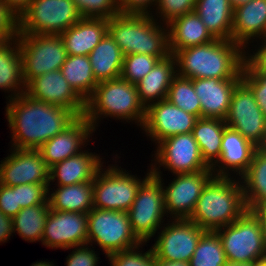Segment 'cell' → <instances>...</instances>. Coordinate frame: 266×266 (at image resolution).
<instances>
[{
    "label": "cell",
    "mask_w": 266,
    "mask_h": 266,
    "mask_svg": "<svg viewBox=\"0 0 266 266\" xmlns=\"http://www.w3.org/2000/svg\"><path fill=\"white\" fill-rule=\"evenodd\" d=\"M154 16L120 13L108 19V33L124 56L148 54L165 59L171 55L168 27L161 26Z\"/></svg>",
    "instance_id": "obj_4"
},
{
    "label": "cell",
    "mask_w": 266,
    "mask_h": 266,
    "mask_svg": "<svg viewBox=\"0 0 266 266\" xmlns=\"http://www.w3.org/2000/svg\"><path fill=\"white\" fill-rule=\"evenodd\" d=\"M108 32V19L82 18L60 34L68 55L88 56Z\"/></svg>",
    "instance_id": "obj_24"
},
{
    "label": "cell",
    "mask_w": 266,
    "mask_h": 266,
    "mask_svg": "<svg viewBox=\"0 0 266 266\" xmlns=\"http://www.w3.org/2000/svg\"><path fill=\"white\" fill-rule=\"evenodd\" d=\"M82 18L73 0H32L18 17V34L60 35Z\"/></svg>",
    "instance_id": "obj_7"
},
{
    "label": "cell",
    "mask_w": 266,
    "mask_h": 266,
    "mask_svg": "<svg viewBox=\"0 0 266 266\" xmlns=\"http://www.w3.org/2000/svg\"><path fill=\"white\" fill-rule=\"evenodd\" d=\"M242 79H192L196 95L200 100L201 118L225 119L236 85Z\"/></svg>",
    "instance_id": "obj_22"
},
{
    "label": "cell",
    "mask_w": 266,
    "mask_h": 266,
    "mask_svg": "<svg viewBox=\"0 0 266 266\" xmlns=\"http://www.w3.org/2000/svg\"><path fill=\"white\" fill-rule=\"evenodd\" d=\"M50 191L45 184H21L17 185V205L20 208L32 207L48 202Z\"/></svg>",
    "instance_id": "obj_42"
},
{
    "label": "cell",
    "mask_w": 266,
    "mask_h": 266,
    "mask_svg": "<svg viewBox=\"0 0 266 266\" xmlns=\"http://www.w3.org/2000/svg\"><path fill=\"white\" fill-rule=\"evenodd\" d=\"M93 132L92 125L84 116L77 117L67 128L49 139L38 150L47 165L52 167L80 153L81 149L87 146L85 144Z\"/></svg>",
    "instance_id": "obj_20"
},
{
    "label": "cell",
    "mask_w": 266,
    "mask_h": 266,
    "mask_svg": "<svg viewBox=\"0 0 266 266\" xmlns=\"http://www.w3.org/2000/svg\"><path fill=\"white\" fill-rule=\"evenodd\" d=\"M229 1L231 3L232 7L236 8V7H239L241 5L247 4L252 0H229Z\"/></svg>",
    "instance_id": "obj_53"
},
{
    "label": "cell",
    "mask_w": 266,
    "mask_h": 266,
    "mask_svg": "<svg viewBox=\"0 0 266 266\" xmlns=\"http://www.w3.org/2000/svg\"><path fill=\"white\" fill-rule=\"evenodd\" d=\"M139 247L137 246L108 255L107 257L111 266H156V257L153 249L151 248L142 253Z\"/></svg>",
    "instance_id": "obj_40"
},
{
    "label": "cell",
    "mask_w": 266,
    "mask_h": 266,
    "mask_svg": "<svg viewBox=\"0 0 266 266\" xmlns=\"http://www.w3.org/2000/svg\"><path fill=\"white\" fill-rule=\"evenodd\" d=\"M258 147L245 139L239 132L227 127L221 143V156L211 167L214 176L231 177L229 170L242 176L252 161ZM219 164V165H218ZM218 166V168H216ZM217 171V172H216Z\"/></svg>",
    "instance_id": "obj_21"
},
{
    "label": "cell",
    "mask_w": 266,
    "mask_h": 266,
    "mask_svg": "<svg viewBox=\"0 0 266 266\" xmlns=\"http://www.w3.org/2000/svg\"><path fill=\"white\" fill-rule=\"evenodd\" d=\"M174 220V221H172ZM166 227L158 232V238L152 246L156 259L189 262L205 232L189 219H171Z\"/></svg>",
    "instance_id": "obj_14"
},
{
    "label": "cell",
    "mask_w": 266,
    "mask_h": 266,
    "mask_svg": "<svg viewBox=\"0 0 266 266\" xmlns=\"http://www.w3.org/2000/svg\"><path fill=\"white\" fill-rule=\"evenodd\" d=\"M196 0H157L156 13L158 18L165 24L168 25L175 18L193 12L195 9Z\"/></svg>",
    "instance_id": "obj_41"
},
{
    "label": "cell",
    "mask_w": 266,
    "mask_h": 266,
    "mask_svg": "<svg viewBox=\"0 0 266 266\" xmlns=\"http://www.w3.org/2000/svg\"><path fill=\"white\" fill-rule=\"evenodd\" d=\"M11 154L0 161V184H45L50 190V167L38 149L11 148Z\"/></svg>",
    "instance_id": "obj_15"
},
{
    "label": "cell",
    "mask_w": 266,
    "mask_h": 266,
    "mask_svg": "<svg viewBox=\"0 0 266 266\" xmlns=\"http://www.w3.org/2000/svg\"><path fill=\"white\" fill-rule=\"evenodd\" d=\"M228 266H250L247 264H229Z\"/></svg>",
    "instance_id": "obj_56"
},
{
    "label": "cell",
    "mask_w": 266,
    "mask_h": 266,
    "mask_svg": "<svg viewBox=\"0 0 266 266\" xmlns=\"http://www.w3.org/2000/svg\"><path fill=\"white\" fill-rule=\"evenodd\" d=\"M248 211L266 208V151L259 147L246 172L239 178Z\"/></svg>",
    "instance_id": "obj_28"
},
{
    "label": "cell",
    "mask_w": 266,
    "mask_h": 266,
    "mask_svg": "<svg viewBox=\"0 0 266 266\" xmlns=\"http://www.w3.org/2000/svg\"><path fill=\"white\" fill-rule=\"evenodd\" d=\"M74 90L86 101L99 84L93 74L88 56L68 55L60 69Z\"/></svg>",
    "instance_id": "obj_34"
},
{
    "label": "cell",
    "mask_w": 266,
    "mask_h": 266,
    "mask_svg": "<svg viewBox=\"0 0 266 266\" xmlns=\"http://www.w3.org/2000/svg\"><path fill=\"white\" fill-rule=\"evenodd\" d=\"M18 35V16L0 0V42Z\"/></svg>",
    "instance_id": "obj_44"
},
{
    "label": "cell",
    "mask_w": 266,
    "mask_h": 266,
    "mask_svg": "<svg viewBox=\"0 0 266 266\" xmlns=\"http://www.w3.org/2000/svg\"><path fill=\"white\" fill-rule=\"evenodd\" d=\"M227 127L239 132L255 146L266 141V117L255 100L251 88L241 80L235 87L229 111L224 119Z\"/></svg>",
    "instance_id": "obj_12"
},
{
    "label": "cell",
    "mask_w": 266,
    "mask_h": 266,
    "mask_svg": "<svg viewBox=\"0 0 266 266\" xmlns=\"http://www.w3.org/2000/svg\"><path fill=\"white\" fill-rule=\"evenodd\" d=\"M250 266H266V257L255 260Z\"/></svg>",
    "instance_id": "obj_54"
},
{
    "label": "cell",
    "mask_w": 266,
    "mask_h": 266,
    "mask_svg": "<svg viewBox=\"0 0 266 266\" xmlns=\"http://www.w3.org/2000/svg\"><path fill=\"white\" fill-rule=\"evenodd\" d=\"M48 194L51 209L57 211L89 213L93 209V179L74 185L57 186Z\"/></svg>",
    "instance_id": "obj_32"
},
{
    "label": "cell",
    "mask_w": 266,
    "mask_h": 266,
    "mask_svg": "<svg viewBox=\"0 0 266 266\" xmlns=\"http://www.w3.org/2000/svg\"><path fill=\"white\" fill-rule=\"evenodd\" d=\"M157 145L156 153L153 154L155 164L152 163V167L150 166L153 174H161V166L172 171L174 175L211 170L202 159L198 143L192 133L167 137Z\"/></svg>",
    "instance_id": "obj_13"
},
{
    "label": "cell",
    "mask_w": 266,
    "mask_h": 266,
    "mask_svg": "<svg viewBox=\"0 0 266 266\" xmlns=\"http://www.w3.org/2000/svg\"><path fill=\"white\" fill-rule=\"evenodd\" d=\"M226 128L225 120L220 118H198L194 124L193 138L198 143L202 159L210 168L221 156V143Z\"/></svg>",
    "instance_id": "obj_33"
},
{
    "label": "cell",
    "mask_w": 266,
    "mask_h": 266,
    "mask_svg": "<svg viewBox=\"0 0 266 266\" xmlns=\"http://www.w3.org/2000/svg\"><path fill=\"white\" fill-rule=\"evenodd\" d=\"M255 213L260 217L261 226H262V233H263V244H264V248L266 250V208L259 210Z\"/></svg>",
    "instance_id": "obj_51"
},
{
    "label": "cell",
    "mask_w": 266,
    "mask_h": 266,
    "mask_svg": "<svg viewBox=\"0 0 266 266\" xmlns=\"http://www.w3.org/2000/svg\"><path fill=\"white\" fill-rule=\"evenodd\" d=\"M88 213L57 211L50 208L42 243L49 248L72 249L87 243Z\"/></svg>",
    "instance_id": "obj_17"
},
{
    "label": "cell",
    "mask_w": 266,
    "mask_h": 266,
    "mask_svg": "<svg viewBox=\"0 0 266 266\" xmlns=\"http://www.w3.org/2000/svg\"><path fill=\"white\" fill-rule=\"evenodd\" d=\"M228 264L250 265L266 257L260 217L246 211L233 223L216 230Z\"/></svg>",
    "instance_id": "obj_6"
},
{
    "label": "cell",
    "mask_w": 266,
    "mask_h": 266,
    "mask_svg": "<svg viewBox=\"0 0 266 266\" xmlns=\"http://www.w3.org/2000/svg\"><path fill=\"white\" fill-rule=\"evenodd\" d=\"M103 116L127 122L132 120L142 128L146 108L139 100L136 86L121 77L100 82L86 100L84 117L95 131Z\"/></svg>",
    "instance_id": "obj_5"
},
{
    "label": "cell",
    "mask_w": 266,
    "mask_h": 266,
    "mask_svg": "<svg viewBox=\"0 0 266 266\" xmlns=\"http://www.w3.org/2000/svg\"><path fill=\"white\" fill-rule=\"evenodd\" d=\"M233 179V180H232ZM247 211L241 180L213 176L202 190L188 218L205 231H216Z\"/></svg>",
    "instance_id": "obj_3"
},
{
    "label": "cell",
    "mask_w": 266,
    "mask_h": 266,
    "mask_svg": "<svg viewBox=\"0 0 266 266\" xmlns=\"http://www.w3.org/2000/svg\"><path fill=\"white\" fill-rule=\"evenodd\" d=\"M197 119L195 115L163 99L146 108L142 129L157 144L176 134L192 133Z\"/></svg>",
    "instance_id": "obj_18"
},
{
    "label": "cell",
    "mask_w": 266,
    "mask_h": 266,
    "mask_svg": "<svg viewBox=\"0 0 266 266\" xmlns=\"http://www.w3.org/2000/svg\"><path fill=\"white\" fill-rule=\"evenodd\" d=\"M160 174L151 173L140 185L131 208L127 211L133 233L146 243L162 229L166 213ZM163 220V221H162Z\"/></svg>",
    "instance_id": "obj_8"
},
{
    "label": "cell",
    "mask_w": 266,
    "mask_h": 266,
    "mask_svg": "<svg viewBox=\"0 0 266 266\" xmlns=\"http://www.w3.org/2000/svg\"><path fill=\"white\" fill-rule=\"evenodd\" d=\"M26 93L33 99L70 110L76 117L84 116L86 101L67 82L60 70L35 77Z\"/></svg>",
    "instance_id": "obj_19"
},
{
    "label": "cell",
    "mask_w": 266,
    "mask_h": 266,
    "mask_svg": "<svg viewBox=\"0 0 266 266\" xmlns=\"http://www.w3.org/2000/svg\"><path fill=\"white\" fill-rule=\"evenodd\" d=\"M160 60H162V58H157L148 54L125 55L123 57L120 77L136 85Z\"/></svg>",
    "instance_id": "obj_38"
},
{
    "label": "cell",
    "mask_w": 266,
    "mask_h": 266,
    "mask_svg": "<svg viewBox=\"0 0 266 266\" xmlns=\"http://www.w3.org/2000/svg\"><path fill=\"white\" fill-rule=\"evenodd\" d=\"M167 27L169 50L172 55L178 50L206 44L216 39L195 11L175 18Z\"/></svg>",
    "instance_id": "obj_26"
},
{
    "label": "cell",
    "mask_w": 266,
    "mask_h": 266,
    "mask_svg": "<svg viewBox=\"0 0 266 266\" xmlns=\"http://www.w3.org/2000/svg\"><path fill=\"white\" fill-rule=\"evenodd\" d=\"M18 43L26 86L35 77L60 70L68 56L60 35L18 34Z\"/></svg>",
    "instance_id": "obj_10"
},
{
    "label": "cell",
    "mask_w": 266,
    "mask_h": 266,
    "mask_svg": "<svg viewBox=\"0 0 266 266\" xmlns=\"http://www.w3.org/2000/svg\"><path fill=\"white\" fill-rule=\"evenodd\" d=\"M89 244H83L73 247L72 253L69 254L66 258L67 266H97L99 258L95 253L94 249L92 250Z\"/></svg>",
    "instance_id": "obj_45"
},
{
    "label": "cell",
    "mask_w": 266,
    "mask_h": 266,
    "mask_svg": "<svg viewBox=\"0 0 266 266\" xmlns=\"http://www.w3.org/2000/svg\"><path fill=\"white\" fill-rule=\"evenodd\" d=\"M94 242L107 256L143 244L133 233L127 212L98 208L88 213L87 243Z\"/></svg>",
    "instance_id": "obj_9"
},
{
    "label": "cell",
    "mask_w": 266,
    "mask_h": 266,
    "mask_svg": "<svg viewBox=\"0 0 266 266\" xmlns=\"http://www.w3.org/2000/svg\"><path fill=\"white\" fill-rule=\"evenodd\" d=\"M12 233H14L13 218L0 211V243L8 241Z\"/></svg>",
    "instance_id": "obj_49"
},
{
    "label": "cell",
    "mask_w": 266,
    "mask_h": 266,
    "mask_svg": "<svg viewBox=\"0 0 266 266\" xmlns=\"http://www.w3.org/2000/svg\"><path fill=\"white\" fill-rule=\"evenodd\" d=\"M50 206L48 202L32 207L22 208L13 217L14 233L22 237L25 241H42L45 222Z\"/></svg>",
    "instance_id": "obj_35"
},
{
    "label": "cell",
    "mask_w": 266,
    "mask_h": 266,
    "mask_svg": "<svg viewBox=\"0 0 266 266\" xmlns=\"http://www.w3.org/2000/svg\"><path fill=\"white\" fill-rule=\"evenodd\" d=\"M116 165H108V169L104 168V171L102 166L98 169L93 179V208L127 212L141 183L152 173L150 168L147 176L141 180Z\"/></svg>",
    "instance_id": "obj_11"
},
{
    "label": "cell",
    "mask_w": 266,
    "mask_h": 266,
    "mask_svg": "<svg viewBox=\"0 0 266 266\" xmlns=\"http://www.w3.org/2000/svg\"><path fill=\"white\" fill-rule=\"evenodd\" d=\"M242 80L251 88L255 100L266 117V75L250 74L244 67L242 69Z\"/></svg>",
    "instance_id": "obj_43"
},
{
    "label": "cell",
    "mask_w": 266,
    "mask_h": 266,
    "mask_svg": "<svg viewBox=\"0 0 266 266\" xmlns=\"http://www.w3.org/2000/svg\"><path fill=\"white\" fill-rule=\"evenodd\" d=\"M261 41L262 45L259 46L257 51L255 53L253 52L252 55L244 51V68L250 74L266 75V37L261 39Z\"/></svg>",
    "instance_id": "obj_46"
},
{
    "label": "cell",
    "mask_w": 266,
    "mask_h": 266,
    "mask_svg": "<svg viewBox=\"0 0 266 266\" xmlns=\"http://www.w3.org/2000/svg\"><path fill=\"white\" fill-rule=\"evenodd\" d=\"M7 99L5 114L15 149H39L77 118L70 110L33 99L26 92Z\"/></svg>",
    "instance_id": "obj_1"
},
{
    "label": "cell",
    "mask_w": 266,
    "mask_h": 266,
    "mask_svg": "<svg viewBox=\"0 0 266 266\" xmlns=\"http://www.w3.org/2000/svg\"><path fill=\"white\" fill-rule=\"evenodd\" d=\"M166 99L185 112L201 118L200 100L195 93L192 79L176 74L172 79Z\"/></svg>",
    "instance_id": "obj_37"
},
{
    "label": "cell",
    "mask_w": 266,
    "mask_h": 266,
    "mask_svg": "<svg viewBox=\"0 0 266 266\" xmlns=\"http://www.w3.org/2000/svg\"><path fill=\"white\" fill-rule=\"evenodd\" d=\"M156 266H189V262L156 259Z\"/></svg>",
    "instance_id": "obj_52"
},
{
    "label": "cell",
    "mask_w": 266,
    "mask_h": 266,
    "mask_svg": "<svg viewBox=\"0 0 266 266\" xmlns=\"http://www.w3.org/2000/svg\"><path fill=\"white\" fill-rule=\"evenodd\" d=\"M256 37H266V0H252L234 8L231 40L246 49Z\"/></svg>",
    "instance_id": "obj_23"
},
{
    "label": "cell",
    "mask_w": 266,
    "mask_h": 266,
    "mask_svg": "<svg viewBox=\"0 0 266 266\" xmlns=\"http://www.w3.org/2000/svg\"><path fill=\"white\" fill-rule=\"evenodd\" d=\"M20 210L17 205V185L8 187L0 184V211L13 218Z\"/></svg>",
    "instance_id": "obj_47"
},
{
    "label": "cell",
    "mask_w": 266,
    "mask_h": 266,
    "mask_svg": "<svg viewBox=\"0 0 266 266\" xmlns=\"http://www.w3.org/2000/svg\"><path fill=\"white\" fill-rule=\"evenodd\" d=\"M243 51L239 44L223 39L178 50L174 54L177 74L190 79H242Z\"/></svg>",
    "instance_id": "obj_2"
},
{
    "label": "cell",
    "mask_w": 266,
    "mask_h": 266,
    "mask_svg": "<svg viewBox=\"0 0 266 266\" xmlns=\"http://www.w3.org/2000/svg\"><path fill=\"white\" fill-rule=\"evenodd\" d=\"M261 148H263L266 151V141H265L264 145Z\"/></svg>",
    "instance_id": "obj_57"
},
{
    "label": "cell",
    "mask_w": 266,
    "mask_h": 266,
    "mask_svg": "<svg viewBox=\"0 0 266 266\" xmlns=\"http://www.w3.org/2000/svg\"><path fill=\"white\" fill-rule=\"evenodd\" d=\"M88 57L98 83L120 77L124 55L108 32Z\"/></svg>",
    "instance_id": "obj_30"
},
{
    "label": "cell",
    "mask_w": 266,
    "mask_h": 266,
    "mask_svg": "<svg viewBox=\"0 0 266 266\" xmlns=\"http://www.w3.org/2000/svg\"><path fill=\"white\" fill-rule=\"evenodd\" d=\"M221 240L216 231H205L189 261V266H228Z\"/></svg>",
    "instance_id": "obj_36"
},
{
    "label": "cell",
    "mask_w": 266,
    "mask_h": 266,
    "mask_svg": "<svg viewBox=\"0 0 266 266\" xmlns=\"http://www.w3.org/2000/svg\"><path fill=\"white\" fill-rule=\"evenodd\" d=\"M0 89L11 92L10 99L26 92L18 35L0 42Z\"/></svg>",
    "instance_id": "obj_29"
},
{
    "label": "cell",
    "mask_w": 266,
    "mask_h": 266,
    "mask_svg": "<svg viewBox=\"0 0 266 266\" xmlns=\"http://www.w3.org/2000/svg\"><path fill=\"white\" fill-rule=\"evenodd\" d=\"M83 18H106L120 14L118 0H73Z\"/></svg>",
    "instance_id": "obj_39"
},
{
    "label": "cell",
    "mask_w": 266,
    "mask_h": 266,
    "mask_svg": "<svg viewBox=\"0 0 266 266\" xmlns=\"http://www.w3.org/2000/svg\"><path fill=\"white\" fill-rule=\"evenodd\" d=\"M214 176L211 170L176 174L173 181L162 188L167 215L173 219H188L208 181ZM169 213V214H168Z\"/></svg>",
    "instance_id": "obj_16"
},
{
    "label": "cell",
    "mask_w": 266,
    "mask_h": 266,
    "mask_svg": "<svg viewBox=\"0 0 266 266\" xmlns=\"http://www.w3.org/2000/svg\"><path fill=\"white\" fill-rule=\"evenodd\" d=\"M30 266H54L53 262H47V261H37L36 263L34 262V264L32 263V265Z\"/></svg>",
    "instance_id": "obj_55"
},
{
    "label": "cell",
    "mask_w": 266,
    "mask_h": 266,
    "mask_svg": "<svg viewBox=\"0 0 266 266\" xmlns=\"http://www.w3.org/2000/svg\"><path fill=\"white\" fill-rule=\"evenodd\" d=\"M177 74L176 58L169 55L160 60L155 67L135 86L140 102L147 108L150 104L166 99L172 79Z\"/></svg>",
    "instance_id": "obj_27"
},
{
    "label": "cell",
    "mask_w": 266,
    "mask_h": 266,
    "mask_svg": "<svg viewBox=\"0 0 266 266\" xmlns=\"http://www.w3.org/2000/svg\"><path fill=\"white\" fill-rule=\"evenodd\" d=\"M194 11L216 39L231 40L234 8L229 0H196Z\"/></svg>",
    "instance_id": "obj_31"
},
{
    "label": "cell",
    "mask_w": 266,
    "mask_h": 266,
    "mask_svg": "<svg viewBox=\"0 0 266 266\" xmlns=\"http://www.w3.org/2000/svg\"><path fill=\"white\" fill-rule=\"evenodd\" d=\"M94 152L82 150L80 153L69 157L50 167V180L57 178V186H67L91 181L98 169L103 166L100 156Z\"/></svg>",
    "instance_id": "obj_25"
},
{
    "label": "cell",
    "mask_w": 266,
    "mask_h": 266,
    "mask_svg": "<svg viewBox=\"0 0 266 266\" xmlns=\"http://www.w3.org/2000/svg\"><path fill=\"white\" fill-rule=\"evenodd\" d=\"M156 4L157 0H118L120 12L124 14H153L150 6Z\"/></svg>",
    "instance_id": "obj_48"
},
{
    "label": "cell",
    "mask_w": 266,
    "mask_h": 266,
    "mask_svg": "<svg viewBox=\"0 0 266 266\" xmlns=\"http://www.w3.org/2000/svg\"><path fill=\"white\" fill-rule=\"evenodd\" d=\"M18 17L30 5L32 0H2Z\"/></svg>",
    "instance_id": "obj_50"
}]
</instances>
